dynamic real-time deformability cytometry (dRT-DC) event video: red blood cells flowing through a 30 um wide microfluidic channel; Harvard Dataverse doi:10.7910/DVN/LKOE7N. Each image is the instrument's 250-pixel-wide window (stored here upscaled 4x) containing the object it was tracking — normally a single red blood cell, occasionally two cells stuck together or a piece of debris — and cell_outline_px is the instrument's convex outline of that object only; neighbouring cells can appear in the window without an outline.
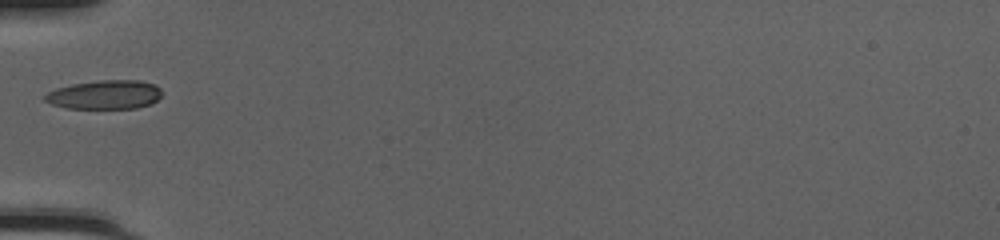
{"species": "common noctule bat (a hibernating species)", "species_latin": "Nyctalus noctula", "temperature_condition": "cold", "stored_images_in_passage": 30, "camera_frame_rate_fps": 3000, "um_per_image_px": 0.085, "animal": {"sex": "female", "body_mass_g": 20.0, "forearm_length_mm": 54.0}, "frame": {"image": 1, "passage_image": 1, "time_ms": 0.0, "image_size_px": [1000, 240], "cell_outline_px": [[160, 96], [152, 104], [136, 108], [64, 108], [52, 104], [44, 100], [44, 96], [48, 92], [56, 88], [72, 84], [100, 80], [140, 80], [156, 84], [160, 88]], "centroid_in_image_um": [8.92, 8.04], "position_along_channel_um": 76.1, "area_um2": 19.77}}
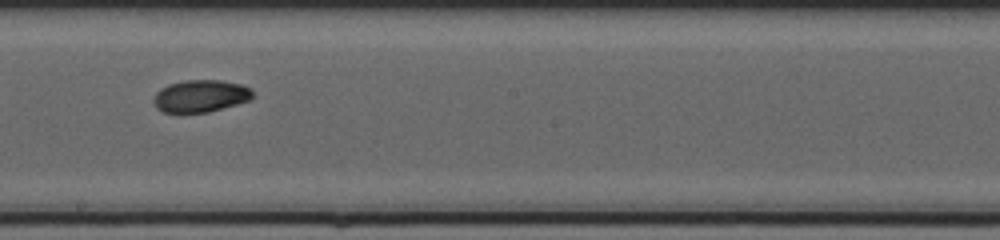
{"frame": {"image": 2, "passage_image": 12, "time_ms": 3.667, "image_size_px": [1000, 240], "cell_outline_px": [[256, 96], [252, 100], [208, 112], [164, 112], [156, 108], [152, 100], [156, 92], [160, 88], [168, 84], [184, 80], [220, 80], [240, 84], [252, 88]], "centroid_in_image_um": [17.08, 8.15], "position_along_channel_um": 231.1, "area_um2": 18.9}}
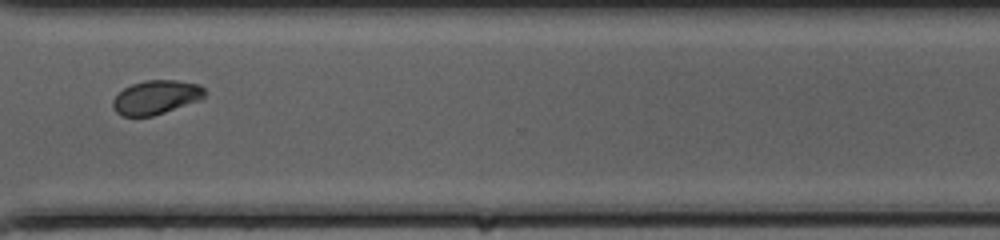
{"frame": {"image": 3, "passage_image": 21, "time_ms": 6.667, "image_size_px": [1000, 240], "cell_outline_px": [[204, 96], [200, 100], [152, 116], [120, 116], [112, 108], [112, 100], [124, 88], [132, 84], [144, 80], [176, 80], [200, 84], [204, 88]], "centroid_in_image_um": [13.24, 8.26], "position_along_channel_um": 357.4, "area_um2": 18.15}, "authors_computed_cell_mechanics": {"area_um2": 18.7561, "velocity_mm_per_s": 4.2091, "shape_relaxation_time_tau1_ms": 4.6224, "shape_relaxation_time_tau2_ms": 1.729, "deformation_change_tau1": 0.135, "deformation_change_tau2": 0.0413}}